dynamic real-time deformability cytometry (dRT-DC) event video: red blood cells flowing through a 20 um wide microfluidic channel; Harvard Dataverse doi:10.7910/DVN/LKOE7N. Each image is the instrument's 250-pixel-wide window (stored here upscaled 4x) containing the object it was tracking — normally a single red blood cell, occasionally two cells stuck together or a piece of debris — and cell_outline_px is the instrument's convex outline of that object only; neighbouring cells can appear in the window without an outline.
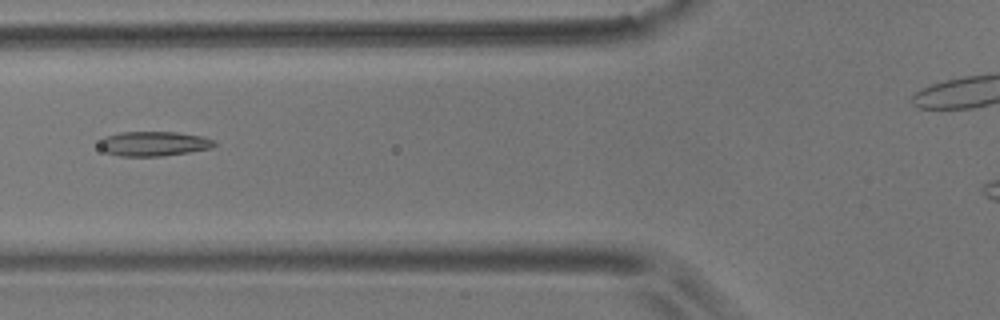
{"species": "common noctule bat (a hibernating species)", "species_latin": "Nyctalus noctula", "temperature_condition": "room temperature", "stored_images_in_passage": 3, "camera_frame_rate_fps": 3000, "um_per_image_px": 0.085, "animal": {"sex": "male", "body_mass_g": 17.9}, "frame": {"image": 1, "passage_image": 3, "time_ms": 2.333, "image_size_px": [1000, 320], "cell_outline_px": [[216, 144], [212, 148], [188, 152], [160, 156], [120, 156], [108, 152], [100, 148], [100, 140], [104, 136], [120, 132], [176, 132], [200, 136], [216, 140]], "centroid_in_image_um": [13.07, 12.21], "position_along_channel_um": 112.7, "area_um2": 16.42}}